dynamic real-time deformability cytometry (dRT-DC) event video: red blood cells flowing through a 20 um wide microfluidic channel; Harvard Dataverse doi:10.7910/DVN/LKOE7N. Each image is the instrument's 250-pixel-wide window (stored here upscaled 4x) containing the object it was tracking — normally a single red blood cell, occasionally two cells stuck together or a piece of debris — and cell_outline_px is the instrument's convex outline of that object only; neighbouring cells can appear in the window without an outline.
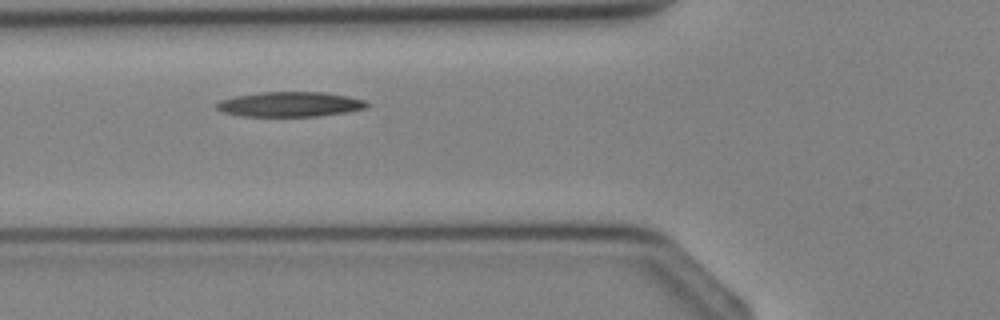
{"species": "Egyptian fruit bat (a non-hibernating species)", "species_latin": "Rousettus aegyptiacus", "temperature_condition": "cold", "stored_images_in_passage": 4, "camera_frame_rate_fps": 3000, "um_per_image_px": 0.085, "animal": {"sex": "female"}, "frame": {"image": 1, "passage_image": 3, "time_ms": 3.333, "image_size_px": [1000, 320], "cell_outline_px": [[368, 108], [348, 112], [320, 116], [240, 116], [224, 112], [216, 108], [216, 104], [220, 100], [236, 96], [260, 92], [324, 92], [348, 96], [364, 100], [368, 104]], "centroid_in_image_um": [24.67, 8.86], "position_along_channel_um": 101.1, "area_um2": 21.85}}
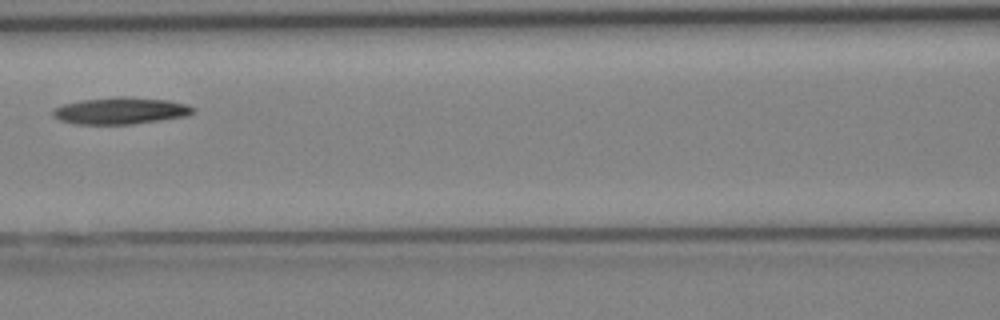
{"frame": {"image": 2, "passage_image": 4, "time_ms": 4.333, "image_size_px": [1000, 320], "cell_outline_px": [[196, 112], [184, 116], [132, 124], [72, 124], [60, 120], [52, 116], [52, 112], [56, 108], [64, 104], [80, 100], [120, 96], [124, 96], [168, 100], [188, 104], [196, 108]], "centroid_in_image_um": [10.25, 9.41], "position_along_channel_um": 156.3, "area_um2": 21.91}}